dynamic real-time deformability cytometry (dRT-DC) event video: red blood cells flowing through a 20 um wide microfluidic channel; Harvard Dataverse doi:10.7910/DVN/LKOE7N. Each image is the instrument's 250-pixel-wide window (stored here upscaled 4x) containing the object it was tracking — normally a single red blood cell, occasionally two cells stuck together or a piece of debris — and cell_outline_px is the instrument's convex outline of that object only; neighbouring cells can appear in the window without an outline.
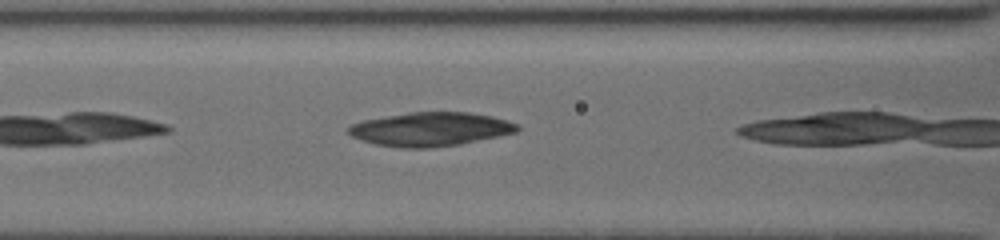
{"species": "common noctule bat (a hibernating species)", "species_latin": "Nyctalus noctula", "temperature_condition": "cold", "stored_images_in_passage": 6, "camera_frame_rate_fps": 3000, "um_per_image_px": 0.085, "animal": {"sex": "female", "body_mass_g": 19.5, "forearm_length_mm": 54.1}, "frame": {"image": 1, "passage_image": 5, "time_ms": 1.0, "image_size_px": [1000, 240], "cell_outline_px": [[520, 128], [516, 132], [500, 136], [460, 144], [428, 148], [404, 148], [376, 144], [360, 140], [352, 136], [348, 132], [348, 124], [360, 120], [408, 112], [468, 112], [492, 116], [508, 120], [516, 124]], "centroid_in_image_um": [36.55, 10.97], "position_along_channel_um": 130.0, "area_um2": 33.47}}